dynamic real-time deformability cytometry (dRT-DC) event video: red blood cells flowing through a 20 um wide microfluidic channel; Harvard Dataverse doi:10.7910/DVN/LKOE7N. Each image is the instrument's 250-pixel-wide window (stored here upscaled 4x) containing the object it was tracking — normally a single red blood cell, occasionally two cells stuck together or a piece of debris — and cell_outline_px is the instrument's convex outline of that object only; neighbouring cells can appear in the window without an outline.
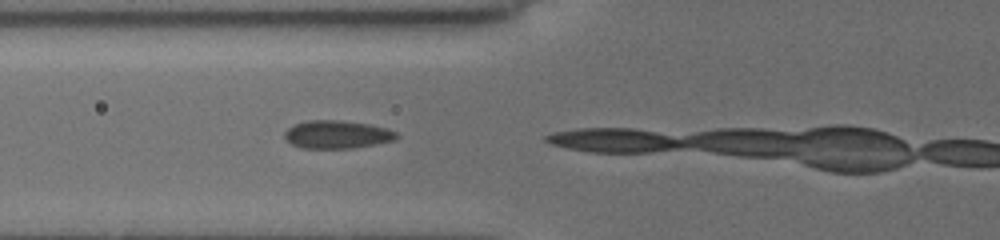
{"species": "common noctule bat (a hibernating species)", "species_latin": "Nyctalus noctula", "temperature_condition": "cold", "stored_images_in_passage": 4, "camera_frame_rate_fps": 3000, "um_per_image_px": 0.085, "animal": {"sex": "female", "body_mass_g": 19.5, "forearm_length_mm": 54.1}, "frame": {"image": 1, "passage_image": 2, "time_ms": 0.333, "image_size_px": [1000, 240], "cell_outline_px": [[400, 136], [396, 140], [352, 148], [300, 148], [292, 144], [284, 136], [284, 132], [292, 124], [308, 120], [340, 120], [368, 124], [388, 128], [396, 132]], "centroid_in_image_um": [28.65, 11.42], "position_along_channel_um": 97.1, "area_um2": 18.38}}